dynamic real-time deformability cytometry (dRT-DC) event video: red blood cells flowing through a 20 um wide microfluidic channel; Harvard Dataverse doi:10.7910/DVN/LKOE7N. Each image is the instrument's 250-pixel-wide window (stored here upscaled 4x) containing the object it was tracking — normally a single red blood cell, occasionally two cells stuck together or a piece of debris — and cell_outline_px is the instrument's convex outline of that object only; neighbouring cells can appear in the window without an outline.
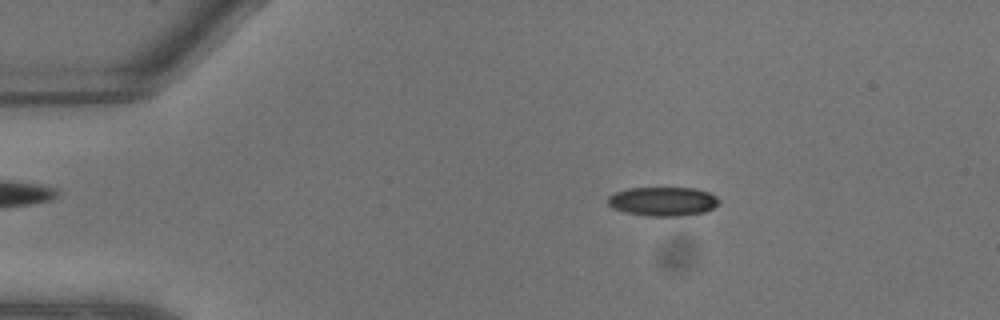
{"species": "common noctule bat (a hibernating species)", "species_latin": "Nyctalus noctula", "temperature_condition": "warm", "stored_images_in_passage": 8, "camera_frame_rate_fps": 3000, "um_per_image_px": 0.085, "animal": {"sex": "male", "body_mass_g": 13.3}, "frame": {"image": 1, "passage_image": 4, "time_ms": 1.0, "image_size_px": [1000, 320], "cell_outline_px": [[720, 204], [704, 212], [680, 216], [648, 216], [624, 212], [612, 208], [608, 204], [608, 196], [616, 192], [628, 188], [696, 188], [708, 192], [716, 196], [720, 200]], "centroid_in_image_um": [56.35, 17.12], "position_along_channel_um": 28.6, "area_um2": 18.9}}
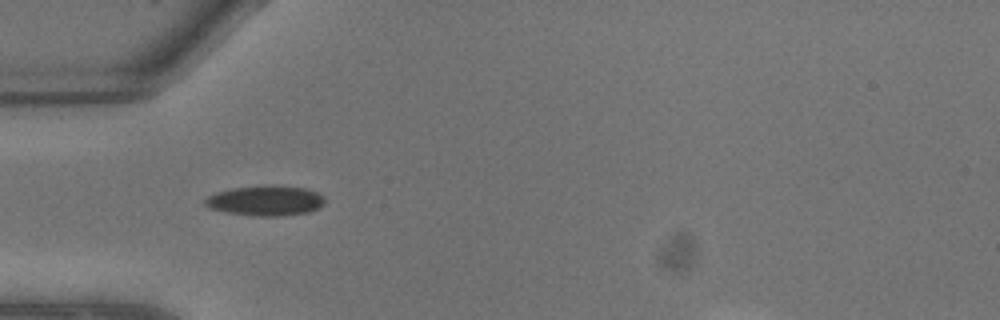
{"frame": {"image": 2, "passage_image": 7, "time_ms": 2.0, "image_size_px": [1000, 320], "cell_outline_px": [[324, 204], [320, 208], [308, 212], [284, 216], [252, 216], [224, 212], [208, 208], [204, 204], [204, 200], [208, 196], [216, 192], [232, 188], [272, 184], [308, 188], [324, 196]], "centroid_in_image_um": [22.58, 17.05], "position_along_channel_um": 62.4, "area_um2": 21.5}}